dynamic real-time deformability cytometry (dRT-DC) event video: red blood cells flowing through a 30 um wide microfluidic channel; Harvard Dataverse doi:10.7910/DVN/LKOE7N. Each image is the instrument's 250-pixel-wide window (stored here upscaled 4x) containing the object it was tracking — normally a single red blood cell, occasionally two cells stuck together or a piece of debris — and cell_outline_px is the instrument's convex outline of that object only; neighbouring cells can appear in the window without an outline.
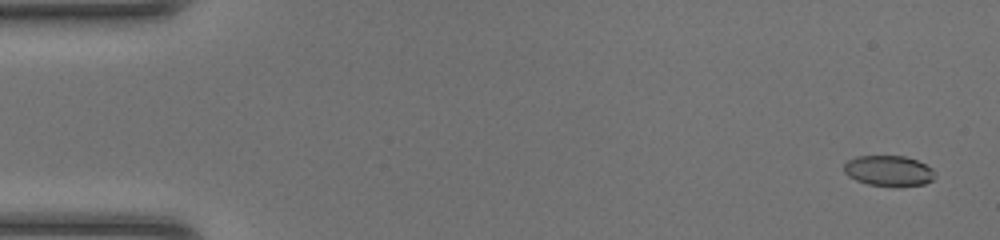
{"species": "common noctule bat (a hibernating species)", "species_latin": "Nyctalus noctula", "temperature_condition": "room temperature", "stored_images_in_passage": 48, "camera_frame_rate_fps": 3000, "um_per_image_px": 0.085, "animal": {"sex": "female", "body_mass_g": 20.0, "forearm_length_mm": 54.0}, "frame": {"image": 1, "passage_image": 2, "time_ms": 0.333, "image_size_px": [1000, 240], "cell_outline_px": [[936, 176], [932, 180], [924, 184], [868, 184], [856, 180], [848, 176], [844, 172], [844, 164], [848, 160], [856, 156], [904, 156], [916, 160], [932, 168]], "centroid_in_image_um": [75.51, 14.48], "position_along_channel_um": 9.5, "area_um2": 15.66}}
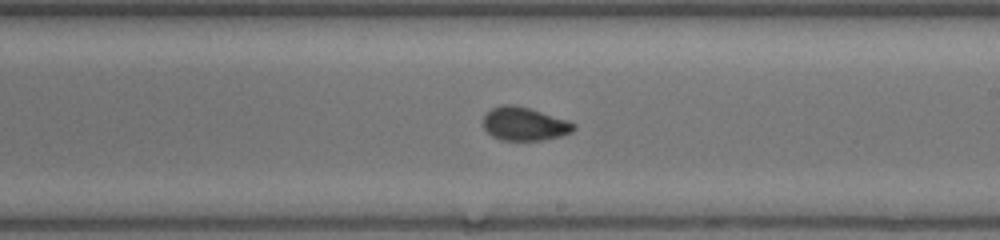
{"frame": {"image": 2, "passage_image": 28, "time_ms": 9.0, "image_size_px": [1000, 240], "cell_outline_px": [[576, 128], [572, 132], [560, 136], [544, 140], [500, 140], [492, 136], [484, 128], [484, 112], [500, 104], [512, 104], [528, 108], [568, 120], [576, 124]], "centroid_in_image_um": [44.57, 10.53], "position_along_channel_um": 244.4, "area_um2": 17.69}}
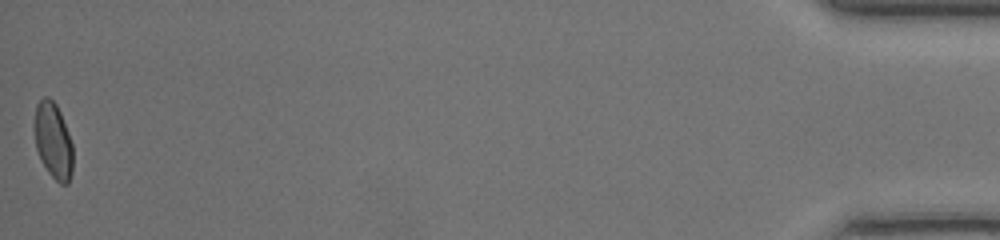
{"frame": {"image": 3, "passage_image": 48, "time_ms": 15.667, "image_size_px": [1000, 240], "cell_outline_px": [[72, 172], [68, 184], [60, 184], [48, 172], [40, 160], [36, 148], [36, 104], [44, 96], [48, 96], [56, 104], [60, 112], [68, 132], [72, 144]], "centroid_in_image_um": [4.54, 11.99], "position_along_channel_um": 430.7, "area_um2": 16.76}, "authors_computed_cell_mechanics": {"area_um2": 17.1666, "velocity_mm_per_s": 4.3303, "shape_relaxation_time_tau1_ms": 4.7105, "shape_relaxation_time_tau2_ms": 0.8674, "deformation_change_tau1": 0.1473, "deformation_change_tau2": 0.0498}}